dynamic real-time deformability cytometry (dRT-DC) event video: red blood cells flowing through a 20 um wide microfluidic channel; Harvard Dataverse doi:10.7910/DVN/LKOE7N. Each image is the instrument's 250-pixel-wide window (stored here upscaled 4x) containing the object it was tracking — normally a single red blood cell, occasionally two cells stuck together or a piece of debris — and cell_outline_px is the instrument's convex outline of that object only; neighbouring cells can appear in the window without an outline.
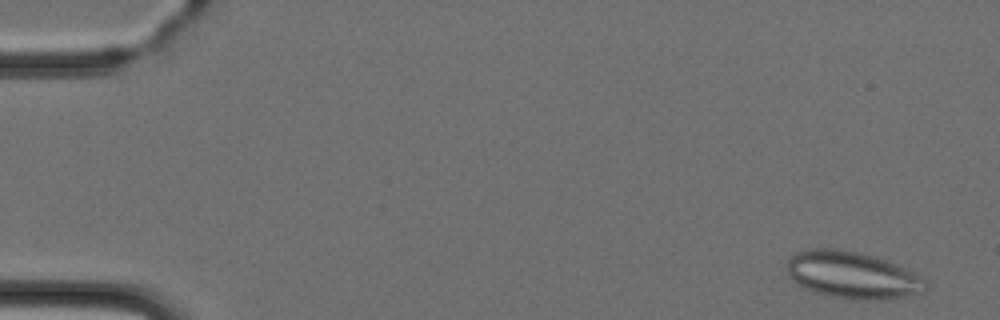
{"species": "Egyptian fruit bat (a non-hibernating species)", "species_latin": "Rousettus aegyptiacus", "temperature_condition": "cold", "stored_images_in_passage": 5, "camera_frame_rate_fps": 3000, "um_per_image_px": 0.085, "animal": {"sex": "female"}, "frame": {"image": 1, "passage_image": 5, "time_ms": 4.667, "image_size_px": [1000, 320], "cell_outline_px": [[928, 288], [924, 292], [884, 300], [872, 300], [832, 296], [812, 292], [788, 276], [788, 260], [796, 252], [816, 248], [836, 248], [860, 252], [880, 256], [928, 280]], "centroid_in_image_um": [72.51, 23.36], "position_along_channel_um": 12.5, "area_um2": 38.03}}